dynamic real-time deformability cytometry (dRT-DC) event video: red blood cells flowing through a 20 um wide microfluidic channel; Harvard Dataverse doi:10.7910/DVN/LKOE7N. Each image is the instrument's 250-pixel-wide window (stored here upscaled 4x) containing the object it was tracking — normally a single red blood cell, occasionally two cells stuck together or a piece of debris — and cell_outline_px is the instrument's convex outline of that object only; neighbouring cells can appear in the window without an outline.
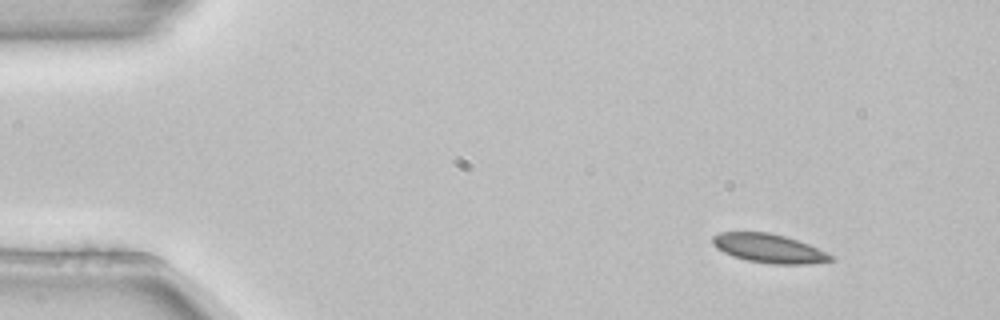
{"species": "common noctule bat (a hibernating species)", "species_latin": "Nyctalus noctula", "temperature_condition": "room temperature", "stored_images_in_passage": 3, "camera_frame_rate_fps": 3000, "um_per_image_px": 0.085, "animal": {"sex": "female", "body_mass_g": 22.7, "forearm_length_mm": 54.2}, "frame": {"image": 1, "passage_image": 1, "time_ms": 0.0, "image_size_px": [1000, 320], "cell_outline_px": [[836, 260], [808, 264], [772, 264], [748, 260], [732, 256], [716, 248], [712, 244], [712, 236], [720, 232], [768, 232], [784, 236], [808, 244], [832, 256]], "centroid_in_image_um": [65.32, 21.11], "position_along_channel_um": 19.7, "area_um2": 19.71}}
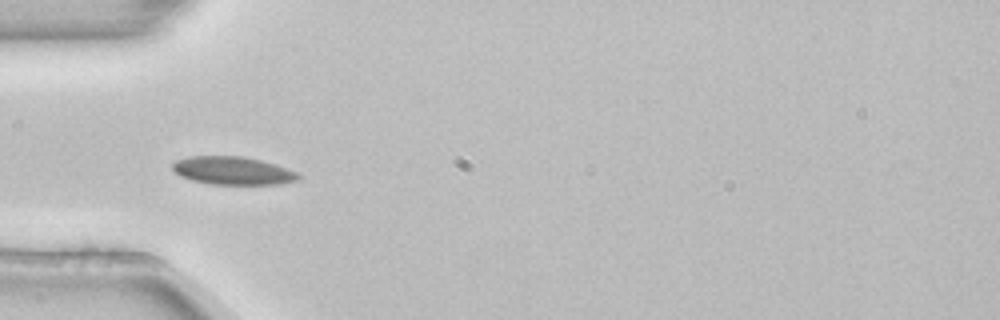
{"frame": {"image": 2, "passage_image": 3, "time_ms": 0.667, "image_size_px": [1000, 320], "cell_outline_px": [[300, 180], [280, 184], [212, 184], [192, 180], [180, 176], [172, 168], [172, 164], [176, 160], [188, 156], [244, 156], [276, 164], [288, 168], [296, 172], [300, 176]], "centroid_in_image_um": [19.8, 14.5], "position_along_channel_um": 65.2, "area_um2": 20.63}}